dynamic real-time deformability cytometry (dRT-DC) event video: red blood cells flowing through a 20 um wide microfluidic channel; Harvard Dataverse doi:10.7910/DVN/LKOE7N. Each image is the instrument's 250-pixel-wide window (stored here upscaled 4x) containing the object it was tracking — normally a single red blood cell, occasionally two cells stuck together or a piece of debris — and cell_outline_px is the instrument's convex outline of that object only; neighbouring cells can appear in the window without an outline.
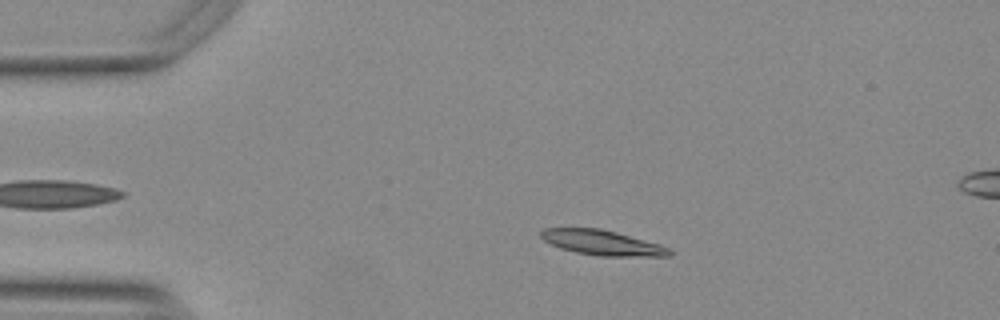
{"species": "Egyptian fruit bat (a non-hibernating species)", "species_latin": "Rousettus aegyptiacus", "temperature_condition": "warm", "stored_images_in_passage": 54, "segment_of_instrument_passage": [1, 2], "camera_frame_rate_fps": 3000, "um_per_image_px": 0.085, "animal": {"sex": "female"}, "frame": {"image": 1, "passage_image": 10, "time_ms": 3.0, "image_size_px": [1000, 320], "cell_outline_px": [[672, 256], [600, 256], [576, 252], [560, 248], [544, 240], [540, 236], [540, 232], [544, 228], [600, 228], [616, 232], [660, 244], [672, 248]], "centroid_in_image_um": [51.22, 20.63], "position_along_channel_um": 33.8, "area_um2": 18.73}}
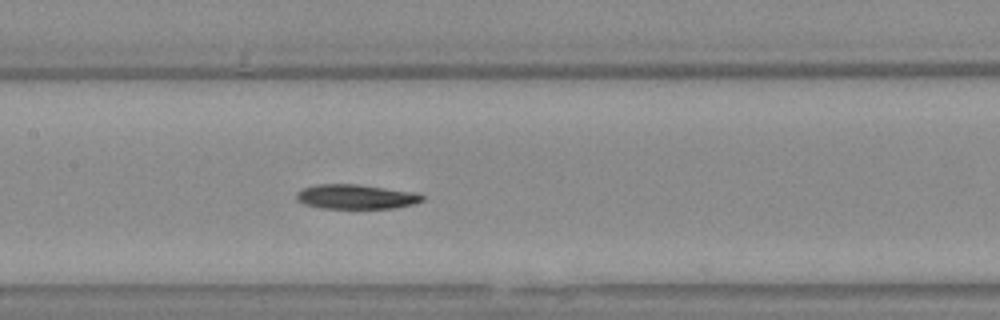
{"frame": {"image": 2, "passage_image": 25, "time_ms": 8.0, "image_size_px": [1000, 320], "cell_outline_px": [[424, 200], [412, 204], [392, 208], [320, 208], [304, 204], [296, 200], [296, 192], [304, 188], [316, 184], [356, 184], [416, 192], [424, 196]], "centroid_in_image_um": [30.23, 16.72], "position_along_channel_um": 177.2, "area_um2": 17.98}}
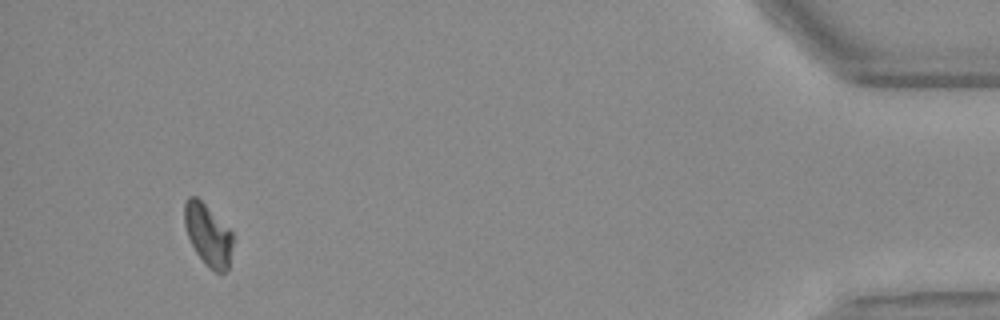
{"frame": {"image": 3, "passage_image": 50, "time_ms": 16.333, "image_size_px": [1000, 320], "cell_outline_px": [[232, 244], [228, 268], [224, 272], [216, 272], [204, 264], [196, 252], [188, 236], [184, 224], [184, 200], [188, 196], [196, 196], [232, 232]], "centroid_in_image_um": [17.65, 19.95], "position_along_channel_um": 417.6, "area_um2": 17.11}}